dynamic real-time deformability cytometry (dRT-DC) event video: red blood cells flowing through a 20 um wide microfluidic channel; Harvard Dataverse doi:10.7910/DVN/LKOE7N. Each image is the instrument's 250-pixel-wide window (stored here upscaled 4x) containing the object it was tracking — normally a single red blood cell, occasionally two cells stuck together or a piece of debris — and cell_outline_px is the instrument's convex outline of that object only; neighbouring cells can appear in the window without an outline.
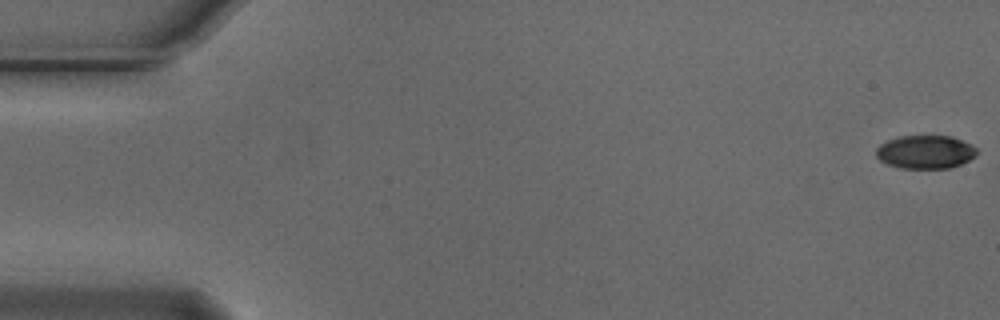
{"species": "Egyptian fruit bat (a non-hibernating species)", "species_latin": "Rousettus aegyptiacus", "temperature_condition": "cold", "stored_images_in_passage": 55, "camera_frame_rate_fps": 3000, "um_per_image_px": 0.085, "animal": {"sex": "male"}, "frame": {"image": 1, "passage_image": 1, "time_ms": 0.0, "image_size_px": [1000, 320], "cell_outline_px": [[976, 156], [960, 164], [948, 168], [900, 168], [888, 164], [880, 160], [876, 156], [876, 148], [880, 144], [888, 140], [900, 136], [952, 136], [972, 144], [976, 148]], "centroid_in_image_um": [78.65, 12.91], "position_along_channel_um": 6.3, "area_um2": 19.54}}
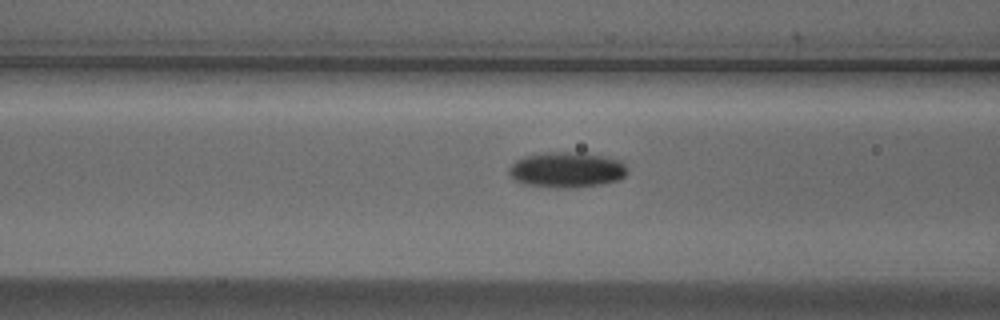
{"frame": {"image": 2, "passage_image": 22, "time_ms": 7.0, "image_size_px": [1000, 320], "cell_outline_px": [[628, 172], [620, 180], [600, 184], [576, 188], [556, 188], [524, 184], [512, 180], [508, 176], [508, 168], [516, 160], [524, 156], [544, 152], [584, 152], [624, 160], [628, 168]], "centroid_in_image_um": [48.18, 14.43], "position_along_channel_um": 118.4, "area_um2": 25.2}}
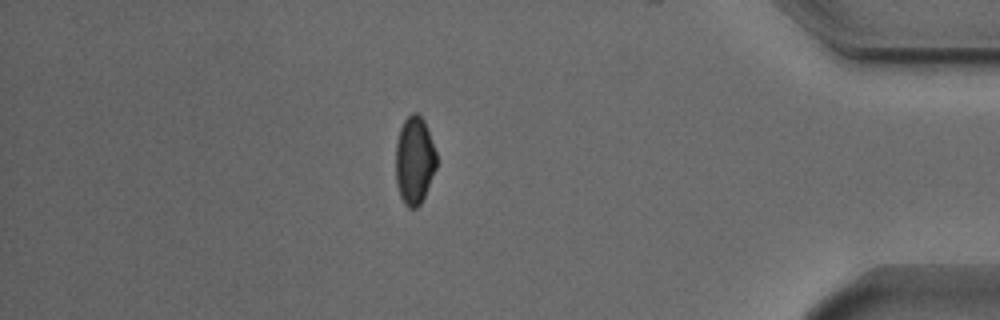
{"frame": {"image": 3, "passage_image": 48, "time_ms": 15.667, "image_size_px": [1000, 320], "cell_outline_px": [[436, 168], [424, 196], [420, 204], [416, 208], [408, 208], [404, 204], [400, 196], [396, 184], [396, 144], [400, 128], [404, 120], [412, 112], [416, 112], [424, 120], [436, 152]], "centroid_in_image_um": [35.21, 13.64], "position_along_channel_um": 400.0, "area_um2": 20.81}, "authors_computed_cell_mechanics": {"area_um2": 21.386, "velocity_mm_per_s": 3.7225, "shape_relaxation_time_tau1_ms": 2.5757, "shape_relaxation_time_tau2_ms": null, "deformation_change_tau1": 0.0919, "deformation_change_tau2": null}}